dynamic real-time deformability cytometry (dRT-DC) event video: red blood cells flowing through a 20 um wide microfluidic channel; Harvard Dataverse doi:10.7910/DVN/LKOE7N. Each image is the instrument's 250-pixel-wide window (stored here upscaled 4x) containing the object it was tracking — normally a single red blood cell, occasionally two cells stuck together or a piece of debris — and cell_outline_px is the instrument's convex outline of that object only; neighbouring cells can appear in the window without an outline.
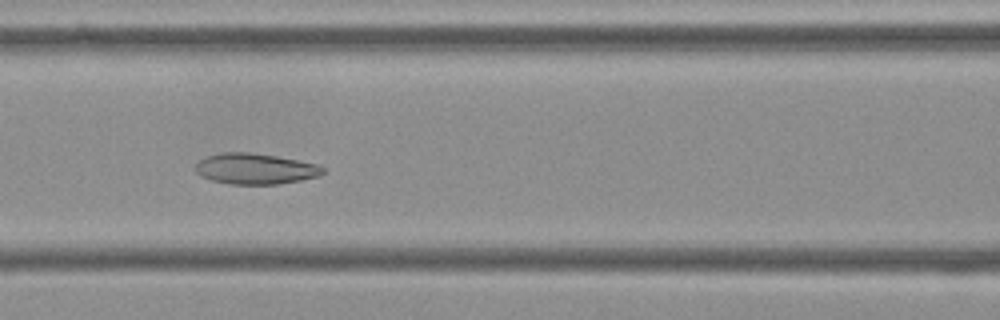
{"species": "Egyptian fruit bat (a non-hibernating species)", "species_latin": "Rousettus aegyptiacus", "temperature_condition": "cold", "stored_images_in_passage": 55, "camera_frame_rate_fps": 3000, "um_per_image_px": 0.085, "frame": {"image": 1, "passage_image": 23, "time_ms": 7.333, "image_size_px": [1000, 320], "cell_outline_px": [[324, 172], [320, 176], [300, 180], [276, 184], [228, 184], [212, 180], [200, 176], [196, 172], [196, 164], [200, 160], [208, 156], [224, 152], [248, 152], [276, 156], [320, 164], [324, 168]], "centroid_in_image_um": [21.72, 14.35], "position_along_channel_um": 144.9, "area_um2": 22.83}}
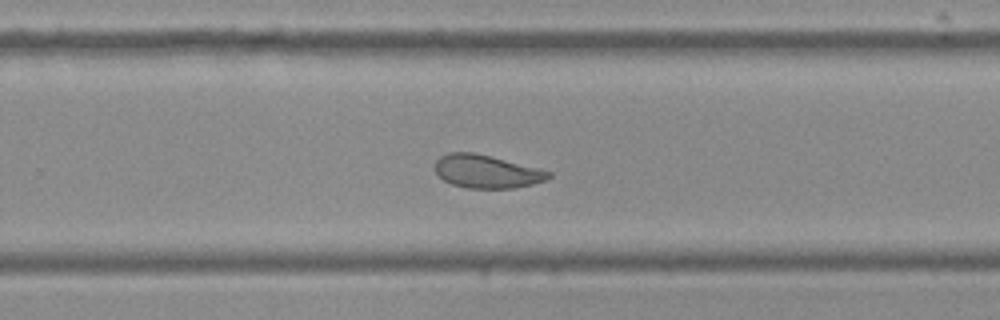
{"frame": {"image": 2, "passage_image": 35, "time_ms": 11.333, "image_size_px": [1000, 320], "cell_outline_px": [[552, 176], [544, 180], [532, 184], [512, 188], [468, 188], [452, 184], [444, 180], [436, 172], [436, 160], [440, 156], [448, 152], [472, 152], [552, 172]], "centroid_in_image_um": [41.33, 14.58], "position_along_channel_um": 288.5, "area_um2": 21.44}}
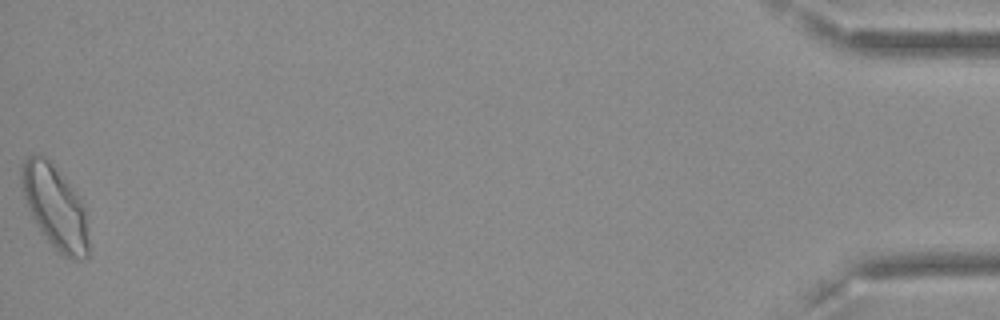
{"frame": {"image": 3, "passage_image": 55, "time_ms": 18.0, "image_size_px": [1000, 320], "cell_outline_px": [[88, 256], [80, 260], [72, 260], [64, 256], [40, 232], [28, 208], [20, 184], [20, 168], [24, 160], [32, 152], [44, 156], [48, 160], [80, 196], [84, 204], [88, 240]], "centroid_in_image_um": [4.66, 17.58], "position_along_channel_um": 430.5, "area_um2": 32.54}, "authors_computed_cell_mechanics": {"area_um2": 25.0852, "velocity_mm_per_s": 3.6043, "shape_relaxation_time_tau1_ms": null, "shape_relaxation_time_tau2_ms": 2.5491, "deformation_change_tau1": null, "deformation_change_tau2": 0.0887}}